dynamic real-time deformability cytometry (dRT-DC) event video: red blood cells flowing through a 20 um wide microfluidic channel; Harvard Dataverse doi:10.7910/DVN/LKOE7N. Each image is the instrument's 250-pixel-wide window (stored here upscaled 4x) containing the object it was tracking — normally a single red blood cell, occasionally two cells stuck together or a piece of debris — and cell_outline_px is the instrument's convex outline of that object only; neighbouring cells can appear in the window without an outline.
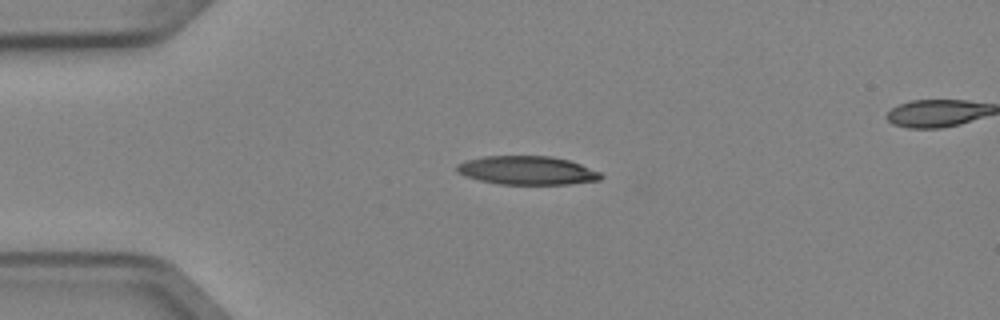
{"species": "Egyptian fruit bat (a non-hibernating species)", "species_latin": "Rousettus aegyptiacus", "temperature_condition": "cold", "stored_images_in_passage": 3, "segment_of_instrument_passage": [1, 2], "camera_frame_rate_fps": 3000, "um_per_image_px": 0.085, "animal": {"sex": "female"}, "frame": {"image": 1, "passage_image": 1, "time_ms": 0.0, "image_size_px": [1000, 320], "cell_outline_px": [[604, 176], [600, 180], [572, 184], [500, 184], [480, 180], [464, 176], [456, 172], [456, 164], [468, 160], [484, 156], [552, 156], [568, 160], [580, 164], [600, 172]], "centroid_in_image_um": [44.81, 14.48], "position_along_channel_um": 40.2, "area_um2": 24.04}}